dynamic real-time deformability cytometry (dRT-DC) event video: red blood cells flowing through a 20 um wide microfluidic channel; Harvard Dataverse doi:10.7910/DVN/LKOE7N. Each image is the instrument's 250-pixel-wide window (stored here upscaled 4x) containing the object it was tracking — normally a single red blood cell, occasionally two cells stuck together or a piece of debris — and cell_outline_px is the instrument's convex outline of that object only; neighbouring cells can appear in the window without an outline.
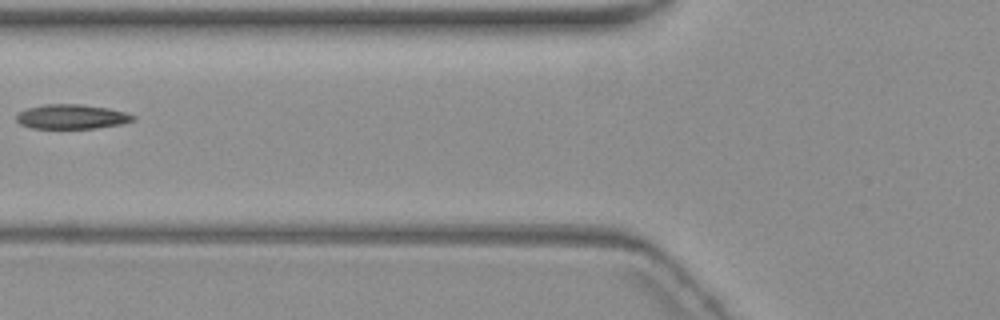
{"species": "common noctule bat (a hibernating species)", "species_latin": "Nyctalus noctula", "temperature_condition": "warm", "stored_images_in_passage": 4, "camera_frame_rate_fps": 3000, "um_per_image_px": 0.085, "animal": {"sex": "female", "body_mass_g": 19.3, "forearm_length_mm": 54.1}, "frame": {"image": 1, "passage_image": 4, "time_ms": 3.667, "image_size_px": [1000, 320], "cell_outline_px": [[136, 120], [120, 124], [96, 128], [32, 128], [20, 124], [16, 120], [16, 116], [20, 112], [28, 108], [44, 104], [80, 104], [108, 108], [124, 112], [136, 116]], "centroid_in_image_um": [6.1, 9.92], "position_along_channel_um": 119.7, "area_um2": 16.59}}